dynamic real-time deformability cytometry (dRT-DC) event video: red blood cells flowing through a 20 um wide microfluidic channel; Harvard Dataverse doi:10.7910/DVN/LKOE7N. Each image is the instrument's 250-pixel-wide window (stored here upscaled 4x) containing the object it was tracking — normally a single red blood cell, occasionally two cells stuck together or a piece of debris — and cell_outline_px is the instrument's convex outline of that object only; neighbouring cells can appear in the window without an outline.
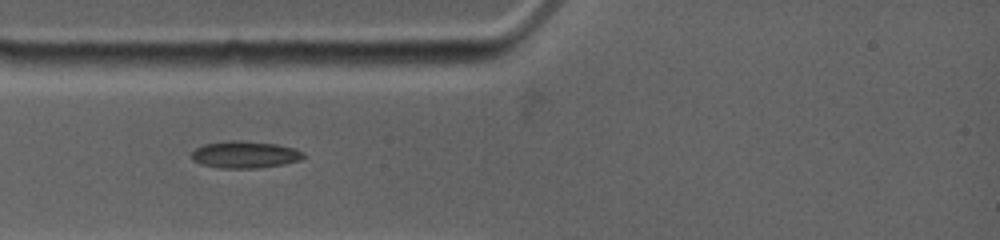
{"species": "common noctule bat (a hibernating species)", "species_latin": "Nyctalus noctula", "temperature_condition": "warm", "stored_images_in_passage": 15, "camera_frame_rate_fps": 4500, "um_per_image_px": 0.085, "animal": {"sex": "female", "body_mass_g": 19.0, "forearm_length_mm": 53.3}, "frame": {"image": 1, "passage_image": 1, "time_ms": 0.0, "image_size_px": [1000, 240], "cell_outline_px": [[304, 156], [300, 160], [284, 164], [256, 168], [220, 168], [200, 164], [192, 160], [192, 152], [196, 148], [204, 144], [232, 140], [240, 140], [276, 144], [292, 148], [304, 152]], "centroid_in_image_um": [20.8, 13.14], "position_along_channel_um": 64.2, "area_um2": 17.51}}
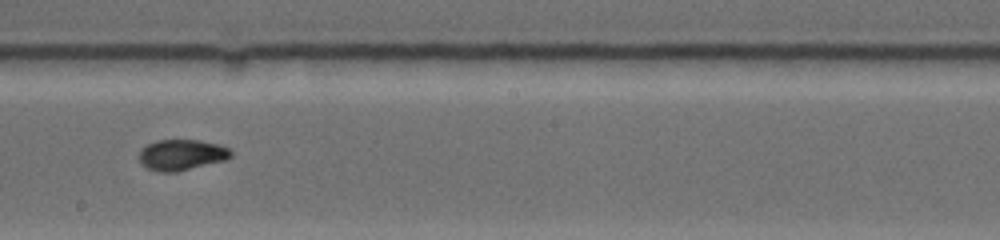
{"frame": {"image": 2, "passage_image": 5, "time_ms": 4.444, "image_size_px": [1000, 240], "cell_outline_px": [[232, 156], [224, 160], [176, 172], [160, 172], [148, 168], [140, 164], [140, 152], [148, 144], [156, 140], [200, 140], [216, 144], [228, 148], [232, 152]], "centroid_in_image_um": [15.43, 13.16], "position_along_channel_um": 232.8, "area_um2": 16.24}}
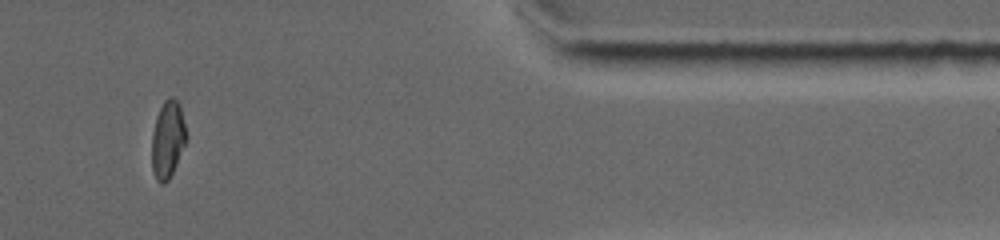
{"frame": {"image": 3, "passage_image": 10, "time_ms": 9.778, "image_size_px": [1000, 240], "cell_outline_px": [[188, 136], [176, 164], [168, 180], [164, 184], [160, 184], [156, 180], [152, 168], [152, 132], [156, 116], [164, 100], [172, 96], [180, 104]], "centroid_in_image_um": [14.26, 11.83], "position_along_channel_um": 397.1, "area_um2": 15.61}}